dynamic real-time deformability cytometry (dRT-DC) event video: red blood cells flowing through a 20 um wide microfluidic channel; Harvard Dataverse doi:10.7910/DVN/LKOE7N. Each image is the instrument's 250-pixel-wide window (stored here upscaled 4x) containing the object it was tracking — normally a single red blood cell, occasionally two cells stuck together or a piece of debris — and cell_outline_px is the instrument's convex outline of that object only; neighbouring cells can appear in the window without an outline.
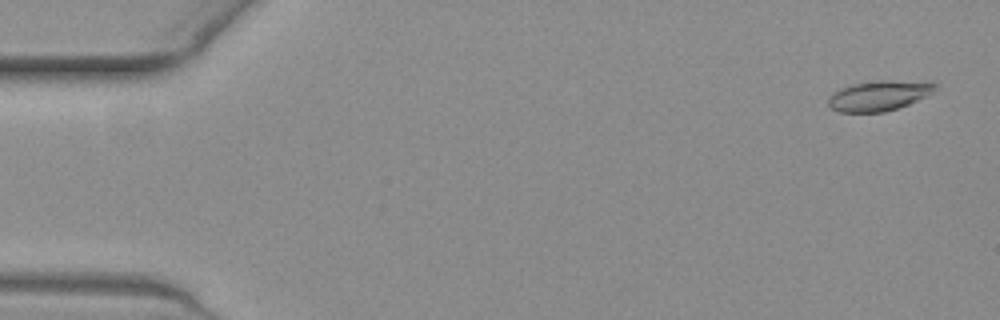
{"species": "common noctule bat (a hibernating species)", "species_latin": "Nyctalus noctula", "temperature_condition": "warm", "stored_images_in_passage": 55, "camera_frame_rate_fps": 3000, "um_per_image_px": 0.085, "animal": {"sex": "female", "body_mass_g": 19.3, "forearm_length_mm": 54.1}, "frame": {"image": 1, "passage_image": 3, "time_ms": 0.667, "image_size_px": [1000, 320], "cell_outline_px": [[936, 88], [932, 92], [908, 104], [884, 112], [840, 112], [832, 108], [828, 104], [828, 96], [832, 92], [840, 88], [852, 84], [876, 80], [932, 80], [936, 84]], "centroid_in_image_um": [74.72, 8.09], "position_along_channel_um": 10.3, "area_um2": 19.02}}
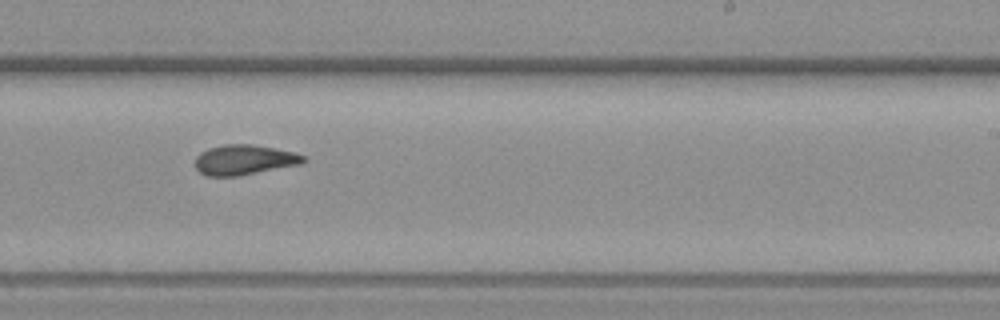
{"frame": {"image": 2, "passage_image": 34, "time_ms": 11.0, "image_size_px": [1000, 320], "cell_outline_px": [[308, 160], [304, 164], [236, 176], [208, 176], [200, 172], [196, 168], [196, 156], [200, 152], [208, 148], [224, 144], [252, 144], [292, 152], [304, 156]], "centroid_in_image_um": [20.77, 13.58], "position_along_channel_um": 268.2, "area_um2": 18.96}}
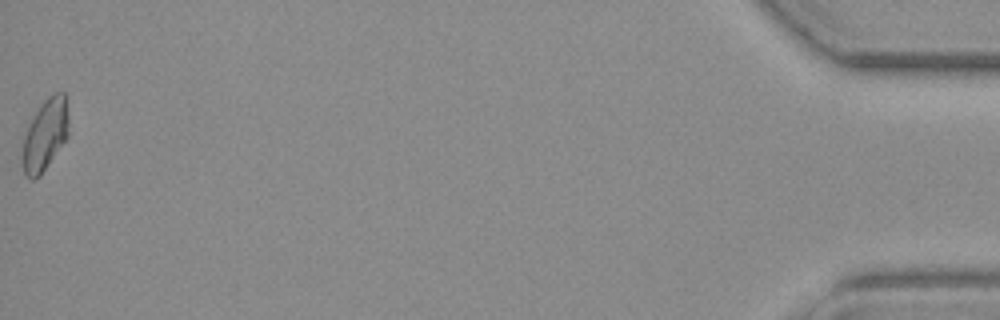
{"frame": {"image": 3, "passage_image": 55, "time_ms": 18.0, "image_size_px": [1000, 320], "cell_outline_px": [[68, 136], [40, 176], [32, 180], [24, 172], [20, 160], [20, 156], [24, 136], [40, 104], [52, 92], [64, 92], [68, 116]], "centroid_in_image_um": [3.81, 11.47], "position_along_channel_um": 431.4, "area_um2": 19.25}, "authors_computed_cell_mechanics": {"area_um2": 18.785, "velocity_mm_per_s": 3.8327, "shape_relaxation_time_tau1_ms": null, "shape_relaxation_time_tau2_ms": 2.4112, "deformation_change_tau1": null, "deformation_change_tau2": 0.0984}}